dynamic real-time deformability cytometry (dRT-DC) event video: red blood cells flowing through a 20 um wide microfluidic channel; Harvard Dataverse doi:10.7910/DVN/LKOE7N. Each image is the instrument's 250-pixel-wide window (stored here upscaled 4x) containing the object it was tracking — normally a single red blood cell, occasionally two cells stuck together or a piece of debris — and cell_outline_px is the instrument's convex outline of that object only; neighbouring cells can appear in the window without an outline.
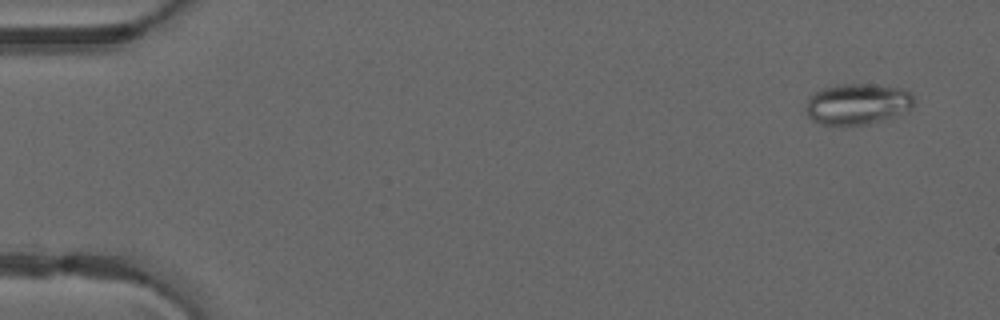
{"species": "common noctule bat (a hibernating species)", "species_latin": "Nyctalus noctula", "temperature_condition": "warm", "stored_images_in_passage": 47, "camera_frame_rate_fps": 3000, "um_per_image_px": 0.085, "animal": {"sex": "male", "forearm_length_mm": 52.5}, "frame": {"image": 1, "passage_image": 3, "time_ms": 0.667, "image_size_px": [1000, 320], "cell_outline_px": [[912, 108], [908, 112], [868, 124], [820, 124], [812, 120], [808, 116], [804, 108], [808, 96], [812, 92], [820, 88], [836, 84], [868, 84], [904, 88], [912, 92]], "centroid_in_image_um": [72.85, 8.82], "position_along_channel_um": 12.2, "area_um2": 26.18}}
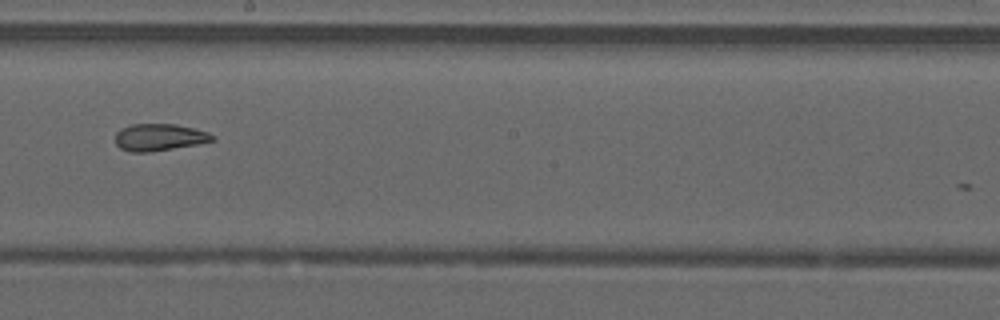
{"frame": {"image": 2, "passage_image": 29, "time_ms": 9.333, "image_size_px": [1000, 320], "cell_outline_px": [[216, 140], [196, 144], [152, 152], [132, 152], [120, 148], [116, 144], [116, 132], [120, 128], [132, 124], [176, 124], [208, 132], [216, 136]], "centroid_in_image_um": [13.54, 11.67], "position_along_channel_um": 234.7, "area_um2": 15.32}}
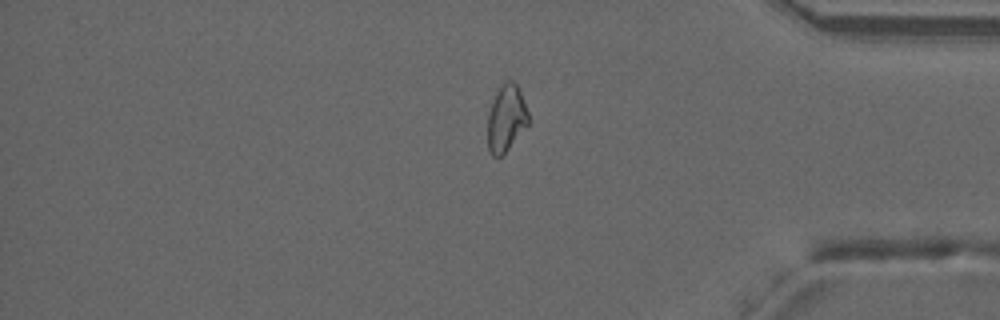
{"frame": {"image": 3, "passage_image": 42, "time_ms": 13.667, "image_size_px": [1000, 320], "cell_outline_px": [[532, 120], [508, 148], [500, 156], [492, 156], [488, 148], [488, 112], [492, 100], [500, 84], [508, 80], [512, 80], [516, 84], [520, 92]], "centroid_in_image_um": [43.04, 10.02], "position_along_channel_um": 392.2, "area_um2": 15.9}, "authors_computed_cell_mechanics": {"area_um2": 16.9932, "velocity_mm_per_s": 4.1454, "shape_relaxation_time_tau1_ms": null, "shape_relaxation_time_tau2_ms": 2.2021, "deformation_change_tau1": null, "deformation_change_tau2": 0.0931}}